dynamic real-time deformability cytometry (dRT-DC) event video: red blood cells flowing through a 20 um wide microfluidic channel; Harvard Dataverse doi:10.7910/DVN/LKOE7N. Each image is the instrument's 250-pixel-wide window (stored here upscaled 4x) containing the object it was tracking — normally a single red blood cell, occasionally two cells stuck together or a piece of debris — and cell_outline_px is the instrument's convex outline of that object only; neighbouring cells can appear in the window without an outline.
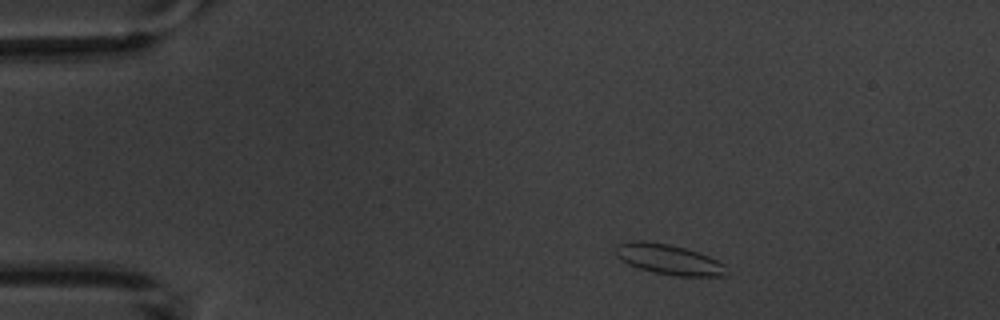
{"species": "common noctule bat (a hibernating species)", "species_latin": "Nyctalus noctula", "temperature_condition": "warm", "stored_images_in_passage": 3, "camera_frame_rate_fps": 3000, "um_per_image_px": 0.085, "animal": {"sex": "male", "body_mass_g": 20.1, "forearm_length_mm": 53.5}, "frame": {"image": 1, "passage_image": 1, "time_ms": 0.0, "image_size_px": [1000, 320], "cell_outline_px": [[728, 276], [676, 276], [652, 272], [628, 264], [620, 260], [616, 256], [616, 244], [632, 240], [640, 240], [668, 244], [684, 248], [708, 256], [724, 264]], "centroid_in_image_um": [56.81, 22.05], "position_along_channel_um": 28.2, "area_um2": 19.48}}